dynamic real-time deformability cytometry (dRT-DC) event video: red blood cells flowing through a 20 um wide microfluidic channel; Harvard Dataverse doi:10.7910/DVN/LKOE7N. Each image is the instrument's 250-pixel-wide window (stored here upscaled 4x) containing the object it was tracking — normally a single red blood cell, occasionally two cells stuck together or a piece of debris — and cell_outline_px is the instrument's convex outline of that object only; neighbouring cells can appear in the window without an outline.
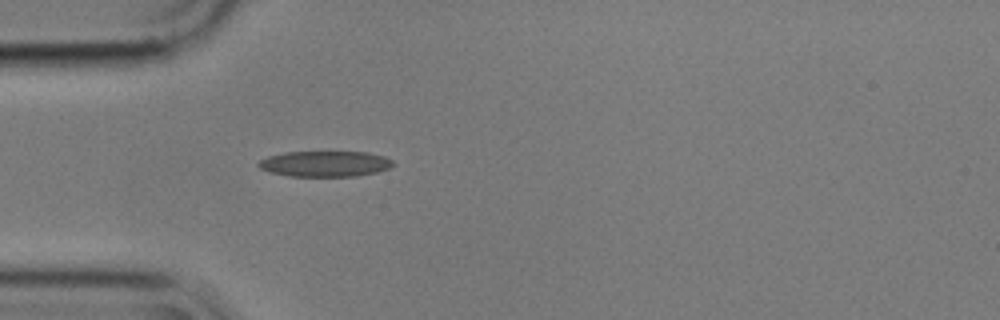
{"species": "common noctule bat (a hibernating species)", "species_latin": "Nyctalus noctula", "temperature_condition": "cold", "stored_images_in_passage": 40, "camera_frame_rate_fps": 3000, "um_per_image_px": 0.085, "animal": {"sex": "male", "body_mass_g": 17.9}, "frame": {"image": 1, "passage_image": 1, "time_ms": 0.0, "image_size_px": [1000, 320], "cell_outline_px": [[396, 164], [388, 168], [376, 172], [356, 176], [288, 176], [268, 172], [260, 168], [256, 164], [260, 160], [268, 156], [284, 152], [368, 152], [384, 156], [392, 160]], "centroid_in_image_um": [27.61, 13.92], "position_along_channel_um": 57.4, "area_um2": 20.23}}
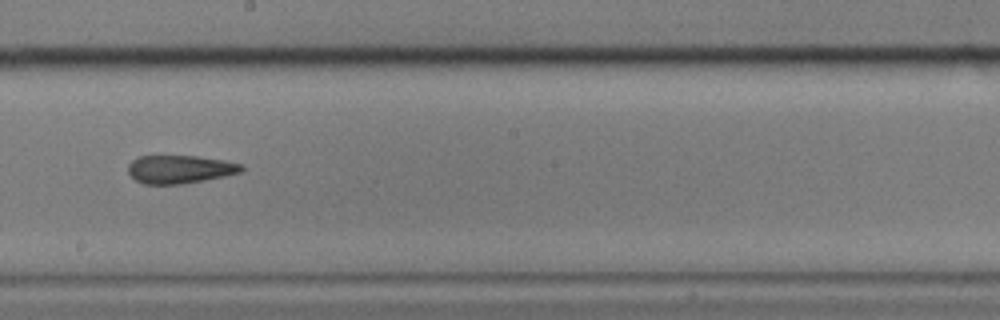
{"frame": {"image": 2, "passage_image": 16, "time_ms": 5.0, "image_size_px": [1000, 320], "cell_outline_px": [[244, 168], [240, 172], [224, 176], [184, 184], [144, 184], [136, 180], [128, 172], [128, 164], [132, 160], [140, 156], [196, 156], [224, 160], [244, 164]], "centroid_in_image_um": [15.3, 14.38], "position_along_channel_um": 232.9, "area_um2": 18.61}}
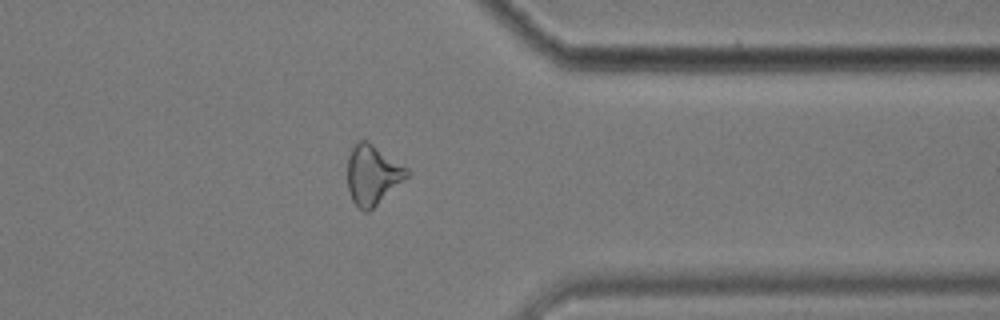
{"frame": {"image": 3, "passage_image": 29, "time_ms": 9.333, "image_size_px": [1000, 320], "cell_outline_px": [[412, 172], [408, 176], [368, 212], [364, 212], [352, 200], [348, 188], [348, 156], [352, 148], [360, 140], [368, 140], [408, 168]], "centroid_in_image_um": [31.68, 14.84], "position_along_channel_um": 379.7, "area_um2": 20.46}, "authors_computed_cell_mechanics": {"area_um2": 20.1144, "velocity_mm_per_s": 3.574, "shape_relaxation_time_tau1_ms": null, "shape_relaxation_time_tau2_ms": 4.3774, "deformation_change_tau1": null, "deformation_change_tau2": 0.1339}}